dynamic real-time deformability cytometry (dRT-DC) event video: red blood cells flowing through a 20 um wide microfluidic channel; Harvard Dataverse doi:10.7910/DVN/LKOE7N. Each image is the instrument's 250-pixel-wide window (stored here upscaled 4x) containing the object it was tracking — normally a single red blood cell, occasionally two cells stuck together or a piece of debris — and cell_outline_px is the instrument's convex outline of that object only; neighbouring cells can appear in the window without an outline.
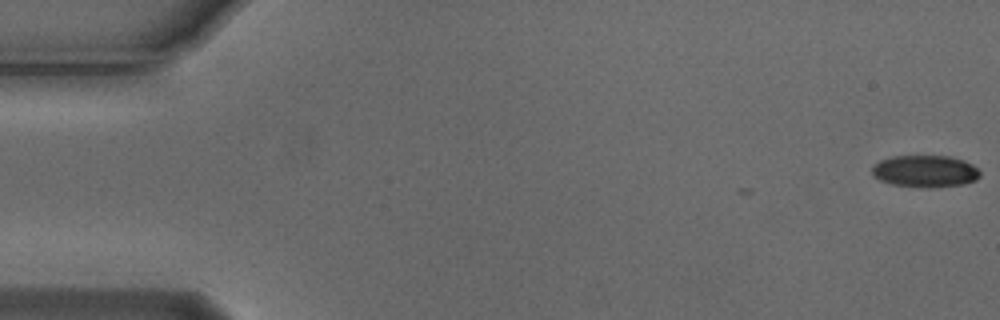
{"species": "Egyptian fruit bat (a non-hibernating species)", "species_latin": "Rousettus aegyptiacus", "temperature_condition": "cold", "stored_images_in_passage": 6, "camera_frame_rate_fps": 3000, "um_per_image_px": 0.085, "animal": {"sex": "male"}, "frame": {"image": 1, "passage_image": 1, "time_ms": 0.0, "image_size_px": [1000, 320], "cell_outline_px": [[980, 176], [976, 180], [964, 184], [932, 188], [928, 188], [892, 184], [880, 180], [872, 176], [872, 164], [880, 160], [892, 156], [948, 156], [964, 160], [972, 164], [980, 172]], "centroid_in_image_um": [78.62, 14.55], "position_along_channel_um": 6.4, "area_um2": 20.29}}
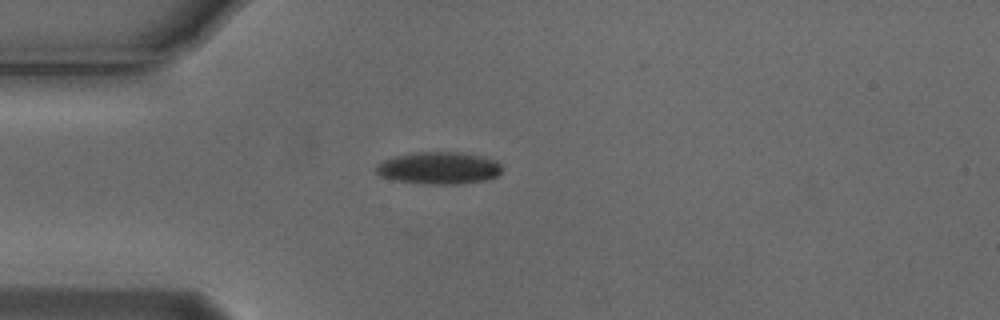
{"frame": {"image": 2, "passage_image": 5, "time_ms": 1.333, "image_size_px": [1000, 320], "cell_outline_px": [[504, 168], [496, 176], [488, 180], [460, 184], [428, 184], [396, 180], [380, 176], [376, 172], [376, 164], [384, 160], [396, 156], [420, 152], [460, 152], [480, 156], [496, 160]], "centroid_in_image_um": [37.34, 14.29], "position_along_channel_um": 47.7, "area_um2": 23.58}}